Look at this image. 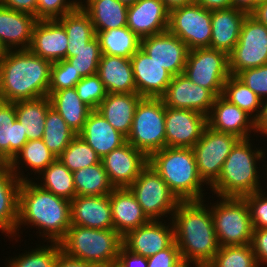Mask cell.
I'll return each instance as SVG.
<instances>
[{
    "label": "cell",
    "instance_id": "1",
    "mask_svg": "<svg viewBox=\"0 0 267 267\" xmlns=\"http://www.w3.org/2000/svg\"><path fill=\"white\" fill-rule=\"evenodd\" d=\"M204 202L181 201L169 217L181 259L193 264V267H205L220 248L210 206Z\"/></svg>",
    "mask_w": 267,
    "mask_h": 267
},
{
    "label": "cell",
    "instance_id": "2",
    "mask_svg": "<svg viewBox=\"0 0 267 267\" xmlns=\"http://www.w3.org/2000/svg\"><path fill=\"white\" fill-rule=\"evenodd\" d=\"M52 62L28 50H9L0 58V100L16 102L48 96Z\"/></svg>",
    "mask_w": 267,
    "mask_h": 267
},
{
    "label": "cell",
    "instance_id": "3",
    "mask_svg": "<svg viewBox=\"0 0 267 267\" xmlns=\"http://www.w3.org/2000/svg\"><path fill=\"white\" fill-rule=\"evenodd\" d=\"M32 181H22L19 187L18 223L13 236L16 237L21 225L29 224L36 226L40 236L49 242L59 243L71 226L70 200L56 196Z\"/></svg>",
    "mask_w": 267,
    "mask_h": 267
},
{
    "label": "cell",
    "instance_id": "4",
    "mask_svg": "<svg viewBox=\"0 0 267 267\" xmlns=\"http://www.w3.org/2000/svg\"><path fill=\"white\" fill-rule=\"evenodd\" d=\"M250 140L239 139L236 142L223 164L219 177L209 187L218 198H243L262 189L256 164L264 160L265 151L261 148L253 150Z\"/></svg>",
    "mask_w": 267,
    "mask_h": 267
},
{
    "label": "cell",
    "instance_id": "5",
    "mask_svg": "<svg viewBox=\"0 0 267 267\" xmlns=\"http://www.w3.org/2000/svg\"><path fill=\"white\" fill-rule=\"evenodd\" d=\"M148 164L180 201L204 200L206 183L198 173L192 148L164 147L148 157Z\"/></svg>",
    "mask_w": 267,
    "mask_h": 267
},
{
    "label": "cell",
    "instance_id": "6",
    "mask_svg": "<svg viewBox=\"0 0 267 267\" xmlns=\"http://www.w3.org/2000/svg\"><path fill=\"white\" fill-rule=\"evenodd\" d=\"M68 256L101 267H114L123 246L122 236L114 229H95L71 225L59 242Z\"/></svg>",
    "mask_w": 267,
    "mask_h": 267
},
{
    "label": "cell",
    "instance_id": "7",
    "mask_svg": "<svg viewBox=\"0 0 267 267\" xmlns=\"http://www.w3.org/2000/svg\"><path fill=\"white\" fill-rule=\"evenodd\" d=\"M165 108L161 98L143 97L135 110L126 141L147 157L166 147Z\"/></svg>",
    "mask_w": 267,
    "mask_h": 267
},
{
    "label": "cell",
    "instance_id": "8",
    "mask_svg": "<svg viewBox=\"0 0 267 267\" xmlns=\"http://www.w3.org/2000/svg\"><path fill=\"white\" fill-rule=\"evenodd\" d=\"M219 199L210 210L220 247L251 244L253 227L246 200L238 197Z\"/></svg>",
    "mask_w": 267,
    "mask_h": 267
},
{
    "label": "cell",
    "instance_id": "9",
    "mask_svg": "<svg viewBox=\"0 0 267 267\" xmlns=\"http://www.w3.org/2000/svg\"><path fill=\"white\" fill-rule=\"evenodd\" d=\"M128 188L149 220H161L166 214L172 216L181 202L149 164Z\"/></svg>",
    "mask_w": 267,
    "mask_h": 267
},
{
    "label": "cell",
    "instance_id": "10",
    "mask_svg": "<svg viewBox=\"0 0 267 267\" xmlns=\"http://www.w3.org/2000/svg\"><path fill=\"white\" fill-rule=\"evenodd\" d=\"M183 74L193 83L209 89L216 97L220 96L231 75L229 55L209 47L190 50Z\"/></svg>",
    "mask_w": 267,
    "mask_h": 267
},
{
    "label": "cell",
    "instance_id": "11",
    "mask_svg": "<svg viewBox=\"0 0 267 267\" xmlns=\"http://www.w3.org/2000/svg\"><path fill=\"white\" fill-rule=\"evenodd\" d=\"M168 31L190 50L210 48L211 11L196 2L169 10Z\"/></svg>",
    "mask_w": 267,
    "mask_h": 267
},
{
    "label": "cell",
    "instance_id": "12",
    "mask_svg": "<svg viewBox=\"0 0 267 267\" xmlns=\"http://www.w3.org/2000/svg\"><path fill=\"white\" fill-rule=\"evenodd\" d=\"M267 64V27L250 14L243 20L240 35L229 54L230 74Z\"/></svg>",
    "mask_w": 267,
    "mask_h": 267
},
{
    "label": "cell",
    "instance_id": "13",
    "mask_svg": "<svg viewBox=\"0 0 267 267\" xmlns=\"http://www.w3.org/2000/svg\"><path fill=\"white\" fill-rule=\"evenodd\" d=\"M239 138L236 135L218 132L206 127L202 137L192 147L198 173L211 186L219 177L223 164Z\"/></svg>",
    "mask_w": 267,
    "mask_h": 267
},
{
    "label": "cell",
    "instance_id": "14",
    "mask_svg": "<svg viewBox=\"0 0 267 267\" xmlns=\"http://www.w3.org/2000/svg\"><path fill=\"white\" fill-rule=\"evenodd\" d=\"M207 126V116L199 112L166 107V147L192 148Z\"/></svg>",
    "mask_w": 267,
    "mask_h": 267
},
{
    "label": "cell",
    "instance_id": "15",
    "mask_svg": "<svg viewBox=\"0 0 267 267\" xmlns=\"http://www.w3.org/2000/svg\"><path fill=\"white\" fill-rule=\"evenodd\" d=\"M160 98L166 107L190 109L208 116L216 96L209 89L193 83L182 73L172 77Z\"/></svg>",
    "mask_w": 267,
    "mask_h": 267
},
{
    "label": "cell",
    "instance_id": "16",
    "mask_svg": "<svg viewBox=\"0 0 267 267\" xmlns=\"http://www.w3.org/2000/svg\"><path fill=\"white\" fill-rule=\"evenodd\" d=\"M114 188L129 187L148 164V157L129 142L114 149L101 159Z\"/></svg>",
    "mask_w": 267,
    "mask_h": 267
},
{
    "label": "cell",
    "instance_id": "17",
    "mask_svg": "<svg viewBox=\"0 0 267 267\" xmlns=\"http://www.w3.org/2000/svg\"><path fill=\"white\" fill-rule=\"evenodd\" d=\"M149 220L144 225L128 231L123 237V247L133 254L146 258L165 250L174 242L173 223ZM170 227V228H169Z\"/></svg>",
    "mask_w": 267,
    "mask_h": 267
},
{
    "label": "cell",
    "instance_id": "18",
    "mask_svg": "<svg viewBox=\"0 0 267 267\" xmlns=\"http://www.w3.org/2000/svg\"><path fill=\"white\" fill-rule=\"evenodd\" d=\"M140 48L173 77L184 72L189 49L180 38L168 30L142 38Z\"/></svg>",
    "mask_w": 267,
    "mask_h": 267
},
{
    "label": "cell",
    "instance_id": "19",
    "mask_svg": "<svg viewBox=\"0 0 267 267\" xmlns=\"http://www.w3.org/2000/svg\"><path fill=\"white\" fill-rule=\"evenodd\" d=\"M169 9L161 0H138L128 6L127 27L140 39L168 30Z\"/></svg>",
    "mask_w": 267,
    "mask_h": 267
},
{
    "label": "cell",
    "instance_id": "20",
    "mask_svg": "<svg viewBox=\"0 0 267 267\" xmlns=\"http://www.w3.org/2000/svg\"><path fill=\"white\" fill-rule=\"evenodd\" d=\"M130 59L137 94L142 97L160 98L173 76L141 48Z\"/></svg>",
    "mask_w": 267,
    "mask_h": 267
},
{
    "label": "cell",
    "instance_id": "21",
    "mask_svg": "<svg viewBox=\"0 0 267 267\" xmlns=\"http://www.w3.org/2000/svg\"><path fill=\"white\" fill-rule=\"evenodd\" d=\"M207 124L215 131L230 133L239 139L251 138L249 133L256 131L255 119L222 95L215 98L207 116Z\"/></svg>",
    "mask_w": 267,
    "mask_h": 267
},
{
    "label": "cell",
    "instance_id": "22",
    "mask_svg": "<svg viewBox=\"0 0 267 267\" xmlns=\"http://www.w3.org/2000/svg\"><path fill=\"white\" fill-rule=\"evenodd\" d=\"M67 32L58 20H38L29 50L52 63L66 59Z\"/></svg>",
    "mask_w": 267,
    "mask_h": 267
},
{
    "label": "cell",
    "instance_id": "23",
    "mask_svg": "<svg viewBox=\"0 0 267 267\" xmlns=\"http://www.w3.org/2000/svg\"><path fill=\"white\" fill-rule=\"evenodd\" d=\"M37 21L31 14L0 5V43L3 48L6 51L28 50Z\"/></svg>",
    "mask_w": 267,
    "mask_h": 267
},
{
    "label": "cell",
    "instance_id": "24",
    "mask_svg": "<svg viewBox=\"0 0 267 267\" xmlns=\"http://www.w3.org/2000/svg\"><path fill=\"white\" fill-rule=\"evenodd\" d=\"M71 225L95 229H114L109 194L75 196L70 201Z\"/></svg>",
    "mask_w": 267,
    "mask_h": 267
},
{
    "label": "cell",
    "instance_id": "25",
    "mask_svg": "<svg viewBox=\"0 0 267 267\" xmlns=\"http://www.w3.org/2000/svg\"><path fill=\"white\" fill-rule=\"evenodd\" d=\"M113 228L122 237L149 221L128 187L114 188L109 194Z\"/></svg>",
    "mask_w": 267,
    "mask_h": 267
},
{
    "label": "cell",
    "instance_id": "26",
    "mask_svg": "<svg viewBox=\"0 0 267 267\" xmlns=\"http://www.w3.org/2000/svg\"><path fill=\"white\" fill-rule=\"evenodd\" d=\"M247 13L234 7L211 11L210 48L228 55L237 44L241 26Z\"/></svg>",
    "mask_w": 267,
    "mask_h": 267
},
{
    "label": "cell",
    "instance_id": "27",
    "mask_svg": "<svg viewBox=\"0 0 267 267\" xmlns=\"http://www.w3.org/2000/svg\"><path fill=\"white\" fill-rule=\"evenodd\" d=\"M78 135L101 159L126 142V137L115 130L97 110L91 111Z\"/></svg>",
    "mask_w": 267,
    "mask_h": 267
},
{
    "label": "cell",
    "instance_id": "28",
    "mask_svg": "<svg viewBox=\"0 0 267 267\" xmlns=\"http://www.w3.org/2000/svg\"><path fill=\"white\" fill-rule=\"evenodd\" d=\"M142 98L137 93H107L97 111L115 130L127 138L136 107Z\"/></svg>",
    "mask_w": 267,
    "mask_h": 267
},
{
    "label": "cell",
    "instance_id": "29",
    "mask_svg": "<svg viewBox=\"0 0 267 267\" xmlns=\"http://www.w3.org/2000/svg\"><path fill=\"white\" fill-rule=\"evenodd\" d=\"M97 75L107 93H137L130 58L102 54Z\"/></svg>",
    "mask_w": 267,
    "mask_h": 267
},
{
    "label": "cell",
    "instance_id": "30",
    "mask_svg": "<svg viewBox=\"0 0 267 267\" xmlns=\"http://www.w3.org/2000/svg\"><path fill=\"white\" fill-rule=\"evenodd\" d=\"M20 185L9 166L0 168V231L6 237L16 233Z\"/></svg>",
    "mask_w": 267,
    "mask_h": 267
},
{
    "label": "cell",
    "instance_id": "31",
    "mask_svg": "<svg viewBox=\"0 0 267 267\" xmlns=\"http://www.w3.org/2000/svg\"><path fill=\"white\" fill-rule=\"evenodd\" d=\"M80 1L79 5L90 16L95 32L127 26L128 6L119 0H85L86 4Z\"/></svg>",
    "mask_w": 267,
    "mask_h": 267
},
{
    "label": "cell",
    "instance_id": "32",
    "mask_svg": "<svg viewBox=\"0 0 267 267\" xmlns=\"http://www.w3.org/2000/svg\"><path fill=\"white\" fill-rule=\"evenodd\" d=\"M27 142L14 102L0 100V152L11 161Z\"/></svg>",
    "mask_w": 267,
    "mask_h": 267
},
{
    "label": "cell",
    "instance_id": "33",
    "mask_svg": "<svg viewBox=\"0 0 267 267\" xmlns=\"http://www.w3.org/2000/svg\"><path fill=\"white\" fill-rule=\"evenodd\" d=\"M49 99L52 108L60 114L72 131L78 135L92 109L82 102L76 88L55 91L49 96Z\"/></svg>",
    "mask_w": 267,
    "mask_h": 267
},
{
    "label": "cell",
    "instance_id": "34",
    "mask_svg": "<svg viewBox=\"0 0 267 267\" xmlns=\"http://www.w3.org/2000/svg\"><path fill=\"white\" fill-rule=\"evenodd\" d=\"M16 118L28 140L42 139L48 110L52 107L49 96L14 102Z\"/></svg>",
    "mask_w": 267,
    "mask_h": 267
},
{
    "label": "cell",
    "instance_id": "35",
    "mask_svg": "<svg viewBox=\"0 0 267 267\" xmlns=\"http://www.w3.org/2000/svg\"><path fill=\"white\" fill-rule=\"evenodd\" d=\"M56 159L57 158L48 149L42 139L28 140V142L23 146V148L10 161L9 167L12 172L17 176V178L22 182L30 179L28 177L24 178V175H22L23 173H21V171H18L21 170L19 167L20 163H25V166L31 168L30 170H32L33 172L35 171V174H40Z\"/></svg>",
    "mask_w": 267,
    "mask_h": 267
},
{
    "label": "cell",
    "instance_id": "36",
    "mask_svg": "<svg viewBox=\"0 0 267 267\" xmlns=\"http://www.w3.org/2000/svg\"><path fill=\"white\" fill-rule=\"evenodd\" d=\"M58 21L67 32V51H79L96 37L90 16L78 5L72 12L65 14Z\"/></svg>",
    "mask_w": 267,
    "mask_h": 267
},
{
    "label": "cell",
    "instance_id": "37",
    "mask_svg": "<svg viewBox=\"0 0 267 267\" xmlns=\"http://www.w3.org/2000/svg\"><path fill=\"white\" fill-rule=\"evenodd\" d=\"M102 54L131 58L141 46V39L127 26L96 32Z\"/></svg>",
    "mask_w": 267,
    "mask_h": 267
},
{
    "label": "cell",
    "instance_id": "38",
    "mask_svg": "<svg viewBox=\"0 0 267 267\" xmlns=\"http://www.w3.org/2000/svg\"><path fill=\"white\" fill-rule=\"evenodd\" d=\"M73 181L76 196H103L114 189L102 162L73 172Z\"/></svg>",
    "mask_w": 267,
    "mask_h": 267
},
{
    "label": "cell",
    "instance_id": "39",
    "mask_svg": "<svg viewBox=\"0 0 267 267\" xmlns=\"http://www.w3.org/2000/svg\"><path fill=\"white\" fill-rule=\"evenodd\" d=\"M38 175L43 176V183L37 184L40 188L70 201L76 196L73 173L59 159Z\"/></svg>",
    "mask_w": 267,
    "mask_h": 267
},
{
    "label": "cell",
    "instance_id": "40",
    "mask_svg": "<svg viewBox=\"0 0 267 267\" xmlns=\"http://www.w3.org/2000/svg\"><path fill=\"white\" fill-rule=\"evenodd\" d=\"M76 136L60 114L51 107L46 115L42 140L52 154L58 158Z\"/></svg>",
    "mask_w": 267,
    "mask_h": 267
},
{
    "label": "cell",
    "instance_id": "41",
    "mask_svg": "<svg viewBox=\"0 0 267 267\" xmlns=\"http://www.w3.org/2000/svg\"><path fill=\"white\" fill-rule=\"evenodd\" d=\"M222 96L230 103L246 111L254 119L259 116L262 99H260L236 76L230 75L228 77V79L224 83Z\"/></svg>",
    "mask_w": 267,
    "mask_h": 267
},
{
    "label": "cell",
    "instance_id": "42",
    "mask_svg": "<svg viewBox=\"0 0 267 267\" xmlns=\"http://www.w3.org/2000/svg\"><path fill=\"white\" fill-rule=\"evenodd\" d=\"M57 159L72 173L101 162L97 153L79 135L70 142Z\"/></svg>",
    "mask_w": 267,
    "mask_h": 267
},
{
    "label": "cell",
    "instance_id": "43",
    "mask_svg": "<svg viewBox=\"0 0 267 267\" xmlns=\"http://www.w3.org/2000/svg\"><path fill=\"white\" fill-rule=\"evenodd\" d=\"M205 267H259L251 244L220 247Z\"/></svg>",
    "mask_w": 267,
    "mask_h": 267
},
{
    "label": "cell",
    "instance_id": "44",
    "mask_svg": "<svg viewBox=\"0 0 267 267\" xmlns=\"http://www.w3.org/2000/svg\"><path fill=\"white\" fill-rule=\"evenodd\" d=\"M102 56L99 40L95 37L79 51H66V60L82 77L97 74L98 64Z\"/></svg>",
    "mask_w": 267,
    "mask_h": 267
},
{
    "label": "cell",
    "instance_id": "45",
    "mask_svg": "<svg viewBox=\"0 0 267 267\" xmlns=\"http://www.w3.org/2000/svg\"><path fill=\"white\" fill-rule=\"evenodd\" d=\"M62 251L57 242L49 246H39L26 254L8 260L6 267H54L59 253Z\"/></svg>",
    "mask_w": 267,
    "mask_h": 267
},
{
    "label": "cell",
    "instance_id": "46",
    "mask_svg": "<svg viewBox=\"0 0 267 267\" xmlns=\"http://www.w3.org/2000/svg\"><path fill=\"white\" fill-rule=\"evenodd\" d=\"M83 77L73 69L66 59L54 62L51 67L48 96L55 91L74 88Z\"/></svg>",
    "mask_w": 267,
    "mask_h": 267
},
{
    "label": "cell",
    "instance_id": "47",
    "mask_svg": "<svg viewBox=\"0 0 267 267\" xmlns=\"http://www.w3.org/2000/svg\"><path fill=\"white\" fill-rule=\"evenodd\" d=\"M79 98L92 110H97L107 91L97 74L83 77L75 86Z\"/></svg>",
    "mask_w": 267,
    "mask_h": 267
},
{
    "label": "cell",
    "instance_id": "48",
    "mask_svg": "<svg viewBox=\"0 0 267 267\" xmlns=\"http://www.w3.org/2000/svg\"><path fill=\"white\" fill-rule=\"evenodd\" d=\"M78 0H37V20H58L72 12L78 5Z\"/></svg>",
    "mask_w": 267,
    "mask_h": 267
},
{
    "label": "cell",
    "instance_id": "49",
    "mask_svg": "<svg viewBox=\"0 0 267 267\" xmlns=\"http://www.w3.org/2000/svg\"><path fill=\"white\" fill-rule=\"evenodd\" d=\"M236 77L260 99L267 98V64L239 72Z\"/></svg>",
    "mask_w": 267,
    "mask_h": 267
},
{
    "label": "cell",
    "instance_id": "50",
    "mask_svg": "<svg viewBox=\"0 0 267 267\" xmlns=\"http://www.w3.org/2000/svg\"><path fill=\"white\" fill-rule=\"evenodd\" d=\"M259 190L243 198L246 200L253 228H267V196Z\"/></svg>",
    "mask_w": 267,
    "mask_h": 267
},
{
    "label": "cell",
    "instance_id": "51",
    "mask_svg": "<svg viewBox=\"0 0 267 267\" xmlns=\"http://www.w3.org/2000/svg\"><path fill=\"white\" fill-rule=\"evenodd\" d=\"M179 248L174 241L165 250L147 258V267H178L182 263Z\"/></svg>",
    "mask_w": 267,
    "mask_h": 267
},
{
    "label": "cell",
    "instance_id": "52",
    "mask_svg": "<svg viewBox=\"0 0 267 267\" xmlns=\"http://www.w3.org/2000/svg\"><path fill=\"white\" fill-rule=\"evenodd\" d=\"M251 246L258 265L267 264V228H253Z\"/></svg>",
    "mask_w": 267,
    "mask_h": 267
},
{
    "label": "cell",
    "instance_id": "53",
    "mask_svg": "<svg viewBox=\"0 0 267 267\" xmlns=\"http://www.w3.org/2000/svg\"><path fill=\"white\" fill-rule=\"evenodd\" d=\"M114 267H147V258L133 254L122 246Z\"/></svg>",
    "mask_w": 267,
    "mask_h": 267
},
{
    "label": "cell",
    "instance_id": "54",
    "mask_svg": "<svg viewBox=\"0 0 267 267\" xmlns=\"http://www.w3.org/2000/svg\"><path fill=\"white\" fill-rule=\"evenodd\" d=\"M8 9L31 14L36 17L37 0H2Z\"/></svg>",
    "mask_w": 267,
    "mask_h": 267
},
{
    "label": "cell",
    "instance_id": "55",
    "mask_svg": "<svg viewBox=\"0 0 267 267\" xmlns=\"http://www.w3.org/2000/svg\"><path fill=\"white\" fill-rule=\"evenodd\" d=\"M54 267H101V266L92 262H86L74 257H70L65 252L61 251L56 259Z\"/></svg>",
    "mask_w": 267,
    "mask_h": 267
},
{
    "label": "cell",
    "instance_id": "56",
    "mask_svg": "<svg viewBox=\"0 0 267 267\" xmlns=\"http://www.w3.org/2000/svg\"><path fill=\"white\" fill-rule=\"evenodd\" d=\"M195 2L210 11L232 7V0H195Z\"/></svg>",
    "mask_w": 267,
    "mask_h": 267
},
{
    "label": "cell",
    "instance_id": "57",
    "mask_svg": "<svg viewBox=\"0 0 267 267\" xmlns=\"http://www.w3.org/2000/svg\"><path fill=\"white\" fill-rule=\"evenodd\" d=\"M265 100V101H264ZM256 132L267 136V98L262 100L261 111L255 119Z\"/></svg>",
    "mask_w": 267,
    "mask_h": 267
},
{
    "label": "cell",
    "instance_id": "58",
    "mask_svg": "<svg viewBox=\"0 0 267 267\" xmlns=\"http://www.w3.org/2000/svg\"><path fill=\"white\" fill-rule=\"evenodd\" d=\"M250 15L267 27V0H260Z\"/></svg>",
    "mask_w": 267,
    "mask_h": 267
},
{
    "label": "cell",
    "instance_id": "59",
    "mask_svg": "<svg viewBox=\"0 0 267 267\" xmlns=\"http://www.w3.org/2000/svg\"><path fill=\"white\" fill-rule=\"evenodd\" d=\"M260 0H232V7L250 14Z\"/></svg>",
    "mask_w": 267,
    "mask_h": 267
},
{
    "label": "cell",
    "instance_id": "60",
    "mask_svg": "<svg viewBox=\"0 0 267 267\" xmlns=\"http://www.w3.org/2000/svg\"><path fill=\"white\" fill-rule=\"evenodd\" d=\"M161 1L165 4V6L169 10L195 2V0H161Z\"/></svg>",
    "mask_w": 267,
    "mask_h": 267
},
{
    "label": "cell",
    "instance_id": "61",
    "mask_svg": "<svg viewBox=\"0 0 267 267\" xmlns=\"http://www.w3.org/2000/svg\"><path fill=\"white\" fill-rule=\"evenodd\" d=\"M10 165V161L0 152V168Z\"/></svg>",
    "mask_w": 267,
    "mask_h": 267
},
{
    "label": "cell",
    "instance_id": "62",
    "mask_svg": "<svg viewBox=\"0 0 267 267\" xmlns=\"http://www.w3.org/2000/svg\"><path fill=\"white\" fill-rule=\"evenodd\" d=\"M121 3L126 4L127 6L134 4L138 0H119Z\"/></svg>",
    "mask_w": 267,
    "mask_h": 267
},
{
    "label": "cell",
    "instance_id": "63",
    "mask_svg": "<svg viewBox=\"0 0 267 267\" xmlns=\"http://www.w3.org/2000/svg\"><path fill=\"white\" fill-rule=\"evenodd\" d=\"M178 267H192L189 262H182Z\"/></svg>",
    "mask_w": 267,
    "mask_h": 267
},
{
    "label": "cell",
    "instance_id": "64",
    "mask_svg": "<svg viewBox=\"0 0 267 267\" xmlns=\"http://www.w3.org/2000/svg\"><path fill=\"white\" fill-rule=\"evenodd\" d=\"M6 50L3 48L2 44L0 43V58L2 55H4Z\"/></svg>",
    "mask_w": 267,
    "mask_h": 267
}]
</instances>
